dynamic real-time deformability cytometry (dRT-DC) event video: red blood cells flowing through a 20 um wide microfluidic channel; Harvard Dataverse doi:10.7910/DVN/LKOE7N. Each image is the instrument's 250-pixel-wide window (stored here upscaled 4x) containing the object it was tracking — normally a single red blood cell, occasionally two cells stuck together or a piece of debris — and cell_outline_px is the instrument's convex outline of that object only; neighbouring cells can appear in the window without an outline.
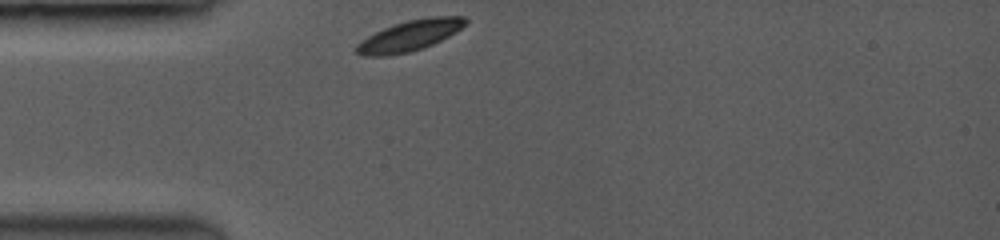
{"species": "common noctule bat (a hibernating species)", "species_latin": "Nyctalus noctula", "temperature_condition": "room temperature", "stored_images_in_passage": 13, "camera_frame_rate_fps": 3500, "um_per_image_px": 0.085, "animal": {"sex": "female", "body_mass_g": 19.0, "forearm_length_mm": 53.3}, "frame": {"image": 1, "passage_image": 1, "time_ms": 0.0, "image_size_px": [1000, 240], "cell_outline_px": [[468, 24], [456, 32], [432, 44], [408, 52], [384, 56], [360, 56], [356, 52], [356, 44], [360, 40], [384, 28], [408, 20], [428, 16], [464, 16], [468, 20]], "centroid_in_image_um": [34.84, 3.02], "position_along_channel_um": 50.2, "area_um2": 19.42}}
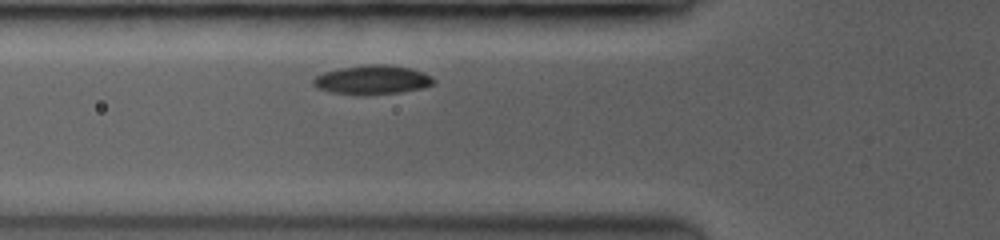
{"frame": {"image": 2, "passage_image": 6, "time_ms": 1.429, "image_size_px": [1000, 240], "cell_outline_px": [[436, 80], [432, 84], [420, 88], [400, 92], [332, 92], [320, 88], [312, 84], [312, 80], [316, 76], [324, 72], [340, 68], [368, 64], [384, 64], [408, 68], [432, 76]], "centroid_in_image_um": [31.65, 6.73], "position_along_channel_um": 94.2, "area_um2": 19.25}}
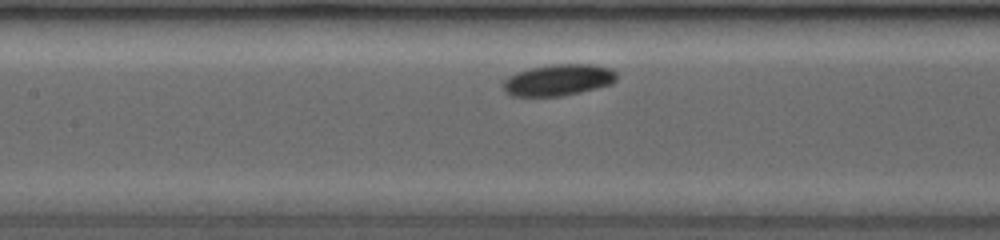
{"frame": {"image": 3, "passage_image": 11, "time_ms": 3.143, "image_size_px": [1000, 240], "cell_outline_px": [[616, 80], [612, 84], [576, 92], [556, 96], [512, 96], [504, 88], [504, 80], [508, 76], [516, 72], [532, 68], [552, 64], [592, 64], [612, 68], [616, 72]], "centroid_in_image_um": [47.47, 6.78], "position_along_channel_um": 159.9, "area_um2": 20.46}}